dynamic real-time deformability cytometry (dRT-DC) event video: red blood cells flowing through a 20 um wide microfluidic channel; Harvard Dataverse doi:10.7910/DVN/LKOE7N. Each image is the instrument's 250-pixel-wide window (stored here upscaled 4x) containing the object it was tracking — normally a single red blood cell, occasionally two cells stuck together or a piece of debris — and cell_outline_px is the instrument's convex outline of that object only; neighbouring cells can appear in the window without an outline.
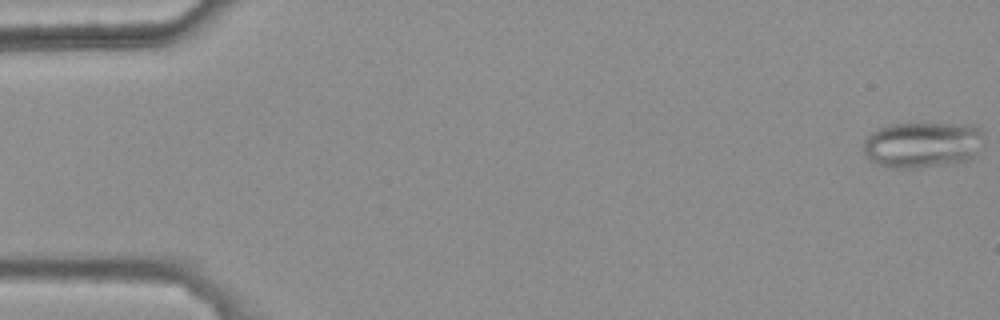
{"species": "common noctule bat (a hibernating species)", "species_latin": "Nyctalus noctula", "temperature_condition": "warm", "stored_images_in_passage": 47, "camera_frame_rate_fps": 3000, "um_per_image_px": 0.085, "animal": {"sex": "female", "body_mass_g": 25.1}, "frame": {"image": 1, "passage_image": 1, "time_ms": 0.0, "image_size_px": [1000, 320], "cell_outline_px": [[984, 144], [976, 156], [972, 160], [916, 168], [892, 168], [880, 164], [872, 160], [864, 152], [864, 140], [872, 132], [880, 128], [892, 124], [972, 124], [980, 128], [984, 132]], "centroid_in_image_um": [78.51, 12.3], "position_along_channel_um": 6.5, "area_um2": 32.48}}
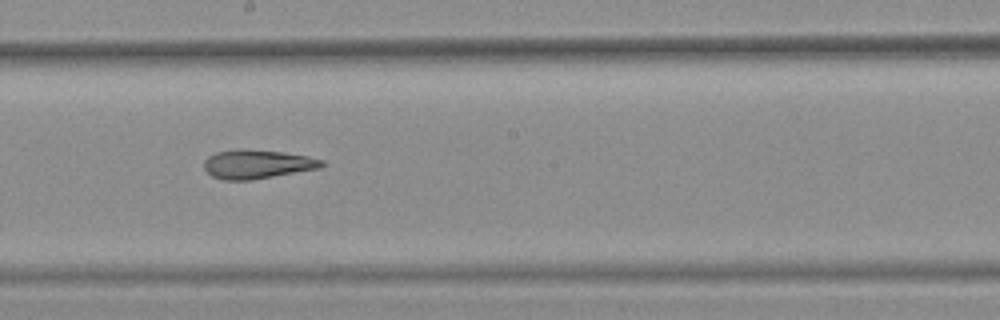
{"frame": {"image": 2, "passage_image": 30, "time_ms": 9.667, "image_size_px": [1000, 320], "cell_outline_px": [[324, 164], [320, 168], [252, 180], [224, 180], [212, 176], [204, 168], [204, 160], [208, 156], [216, 152], [236, 148], [240, 148], [280, 152], [308, 156], [324, 160]], "centroid_in_image_um": [21.84, 13.95], "position_along_channel_um": 226.4, "area_um2": 19.88}}
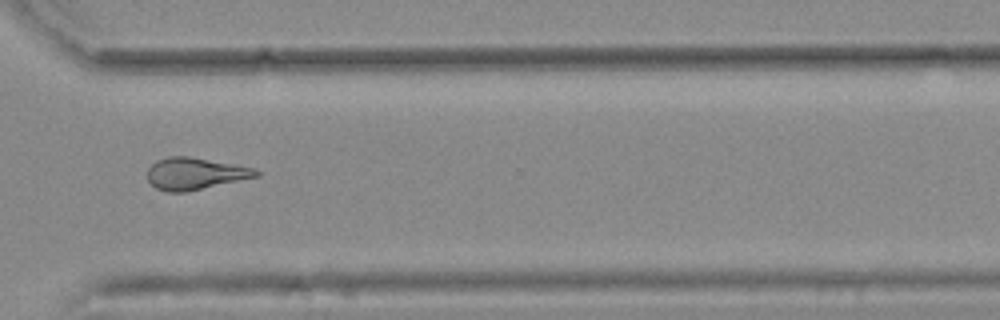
{"frame": {"image": 3, "passage_image": 40, "time_ms": 13.0, "image_size_px": [1000, 320], "cell_outline_px": [[260, 176], [184, 192], [168, 192], [156, 188], [148, 180], [148, 168], [156, 160], [168, 156], [188, 156], [256, 168], [260, 172]], "centroid_in_image_um": [16.58, 14.75], "position_along_channel_um": 354.0, "area_um2": 20.11}, "authors_computed_cell_mechanics": {"area_um2": 20.7502, "velocity_mm_per_s": 3.8158, "shape_relaxation_time_tau1_ms": null, "shape_relaxation_time_tau2_ms": 4.7973, "deformation_change_tau1": null, "deformation_change_tau2": 0.1591}}